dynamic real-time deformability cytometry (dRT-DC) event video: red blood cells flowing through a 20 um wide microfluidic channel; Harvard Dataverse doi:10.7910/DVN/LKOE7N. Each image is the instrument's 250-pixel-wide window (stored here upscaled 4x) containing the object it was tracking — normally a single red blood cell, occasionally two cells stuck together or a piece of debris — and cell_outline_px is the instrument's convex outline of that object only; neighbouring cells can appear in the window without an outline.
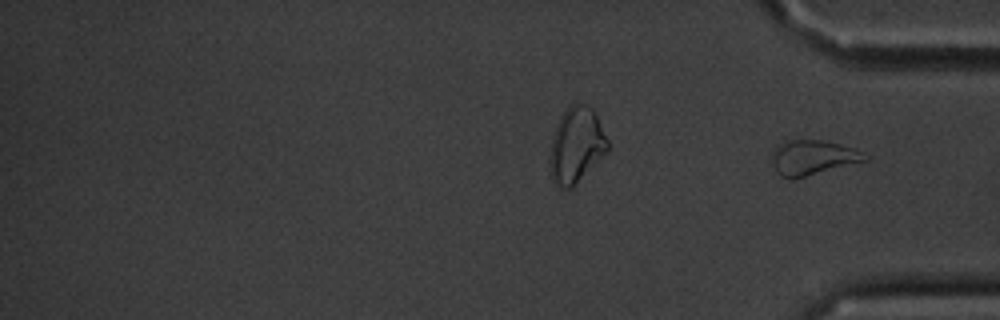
{"species": "common noctule bat (a hibernating species)", "species_latin": "Nyctalus noctula", "temperature_condition": "cold", "stored_images_in_passage": 16, "segment_of_instrument_passage": [2, 2], "camera_frame_rate_fps": 3000, "um_per_image_px": 0.085, "animal": {"sex": "male", "body_mass_g": 20.1, "forearm_length_mm": 53.5}, "frame": {"image": 1, "passage_image": 16, "time_ms": 18.667, "image_size_px": [1000, 320], "cell_outline_px": [[872, 156], [868, 160], [792, 180], [776, 172], [772, 152], [776, 148], [788, 140], [824, 140], [840, 144], [852, 148]], "centroid_in_image_um": [69.15, 13.4], "position_along_channel_um": 366.1, "area_um2": 18.67}}